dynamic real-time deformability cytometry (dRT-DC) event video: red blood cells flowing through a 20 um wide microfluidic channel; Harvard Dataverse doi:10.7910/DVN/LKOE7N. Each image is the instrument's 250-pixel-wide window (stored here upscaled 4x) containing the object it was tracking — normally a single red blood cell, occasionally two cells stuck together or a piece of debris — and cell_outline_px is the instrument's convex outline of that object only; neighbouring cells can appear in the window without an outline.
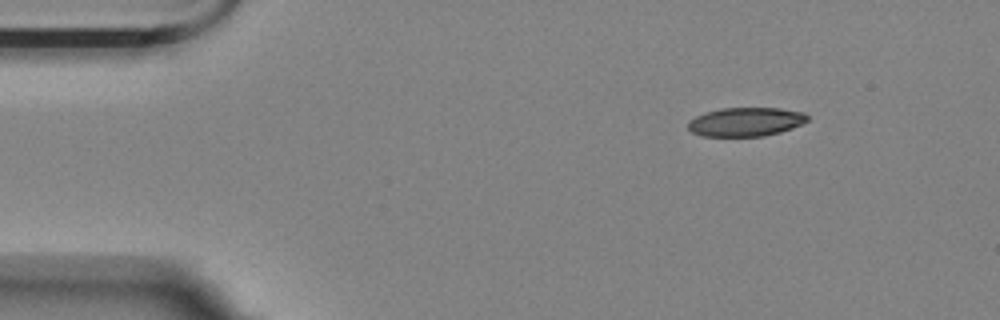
{"species": "Egyptian fruit bat (a non-hibernating species)", "species_latin": "Rousettus aegyptiacus", "temperature_condition": "room temperature", "stored_images_in_passage": 55, "camera_frame_rate_fps": 3000, "um_per_image_px": 0.085, "animal": {"sex": "female"}, "frame": {"image": 1, "passage_image": 6, "time_ms": 1.667, "image_size_px": [1000, 320], "cell_outline_px": [[808, 120], [792, 128], [780, 132], [764, 136], [700, 136], [692, 132], [688, 128], [688, 120], [704, 112], [720, 108], [780, 108], [804, 112], [808, 116]], "centroid_in_image_um": [63.36, 10.35], "position_along_channel_um": 21.6, "area_um2": 20.17}}
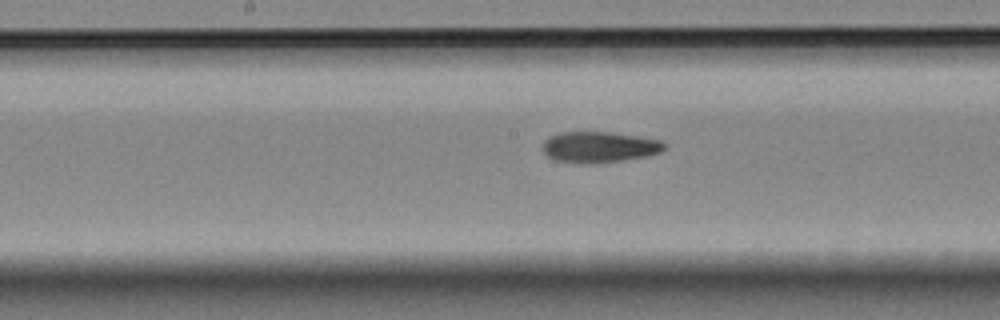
{"frame": {"image": 2, "passage_image": 27, "time_ms": 8.667, "image_size_px": [1000, 320], "cell_outline_px": [[668, 148], [660, 152], [648, 156], [624, 160], [556, 160], [548, 156], [544, 152], [544, 140], [560, 132], [612, 132], [660, 140], [668, 144]], "centroid_in_image_um": [51.05, 12.44], "position_along_channel_um": 197.2, "area_um2": 20.92}}
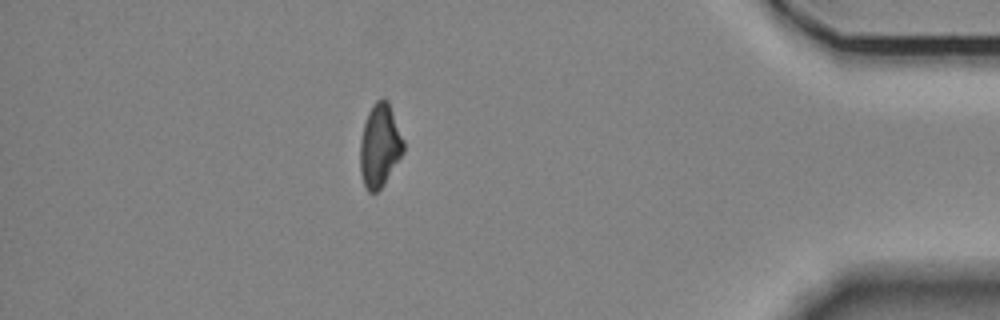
{"frame": {"image": 3, "passage_image": 48, "time_ms": 15.667, "image_size_px": [1000, 320], "cell_outline_px": [[404, 152], [384, 184], [376, 192], [368, 192], [364, 184], [360, 172], [360, 140], [364, 124], [368, 112], [372, 104], [376, 100], [384, 96], [388, 100], [404, 140]], "centroid_in_image_um": [32.28, 12.34], "position_along_channel_um": 402.9, "area_um2": 21.15}, "authors_computed_cell_mechanics": {"area_um2": 21.5594, "velocity_mm_per_s": 3.5491, "shape_relaxation_time_tau1_ms": null, "shape_relaxation_time_tau2_ms": 6.6914, "deformation_change_tau1": null, "deformation_change_tau2": 0.1445}}